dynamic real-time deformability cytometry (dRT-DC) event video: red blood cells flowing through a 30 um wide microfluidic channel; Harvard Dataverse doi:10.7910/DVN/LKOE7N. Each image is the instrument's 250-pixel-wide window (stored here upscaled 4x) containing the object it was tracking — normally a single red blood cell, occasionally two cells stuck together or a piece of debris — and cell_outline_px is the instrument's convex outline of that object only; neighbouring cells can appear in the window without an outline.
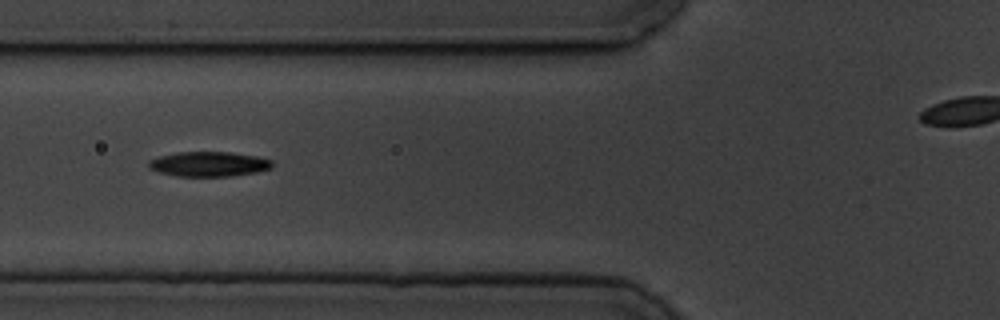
{"species": "common noctule bat (a hibernating species)", "species_latin": "Nyctalus noctula", "temperature_condition": "cold", "stored_images_in_passage": 7, "segment_of_instrument_passage": [1, 2], "camera_frame_rate_fps": 3000, "um_per_image_px": 0.085, "animal": {"sex": "male", "body_mass_g": 19.5, "forearm_length_mm": 54.6}, "frame": {"image": 1, "passage_image": 2, "time_ms": 1.333, "image_size_px": [1000, 320], "cell_outline_px": [[272, 168], [256, 172], [232, 176], [176, 176], [160, 172], [148, 168], [148, 160], [160, 156], [176, 152], [228, 152], [256, 156], [272, 160]], "centroid_in_image_um": [17.73, 13.94], "position_along_channel_um": 108.1, "area_um2": 17.86}}
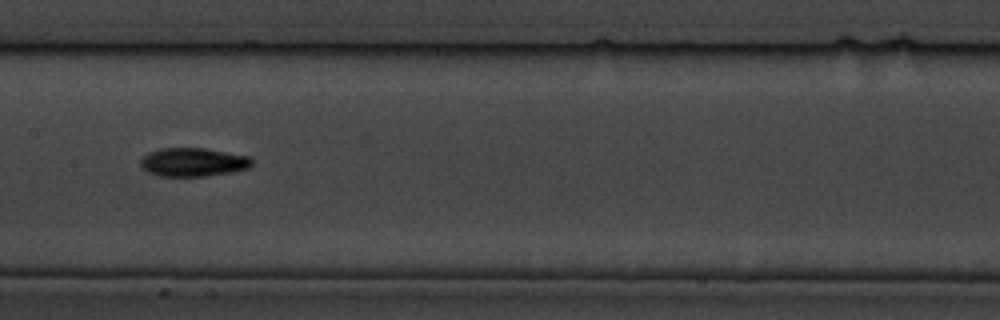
{"frame": {"image": 2, "passage_image": 4, "time_ms": 3.667, "image_size_px": [1000, 320], "cell_outline_px": [[252, 164], [248, 168], [232, 172], [208, 176], [160, 176], [148, 172], [140, 164], [140, 160], [148, 152], [160, 148], [204, 148], [248, 156], [252, 160]], "centroid_in_image_um": [16.4, 13.78], "position_along_channel_um": 191.0, "area_um2": 18.5}}
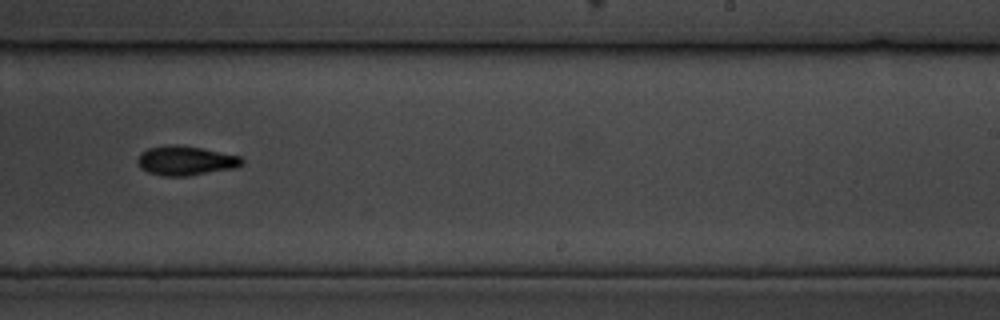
{"frame": {"image": 3, "passage_image": 6, "time_ms": 6.0, "image_size_px": [1000, 320], "cell_outline_px": [[244, 160], [236, 168], [188, 176], [164, 176], [148, 172], [140, 168], [136, 160], [140, 152], [148, 148], [176, 144], [200, 148], [240, 156]], "centroid_in_image_um": [15.74, 13.66], "position_along_channel_um": 273.3, "area_um2": 17.8}}